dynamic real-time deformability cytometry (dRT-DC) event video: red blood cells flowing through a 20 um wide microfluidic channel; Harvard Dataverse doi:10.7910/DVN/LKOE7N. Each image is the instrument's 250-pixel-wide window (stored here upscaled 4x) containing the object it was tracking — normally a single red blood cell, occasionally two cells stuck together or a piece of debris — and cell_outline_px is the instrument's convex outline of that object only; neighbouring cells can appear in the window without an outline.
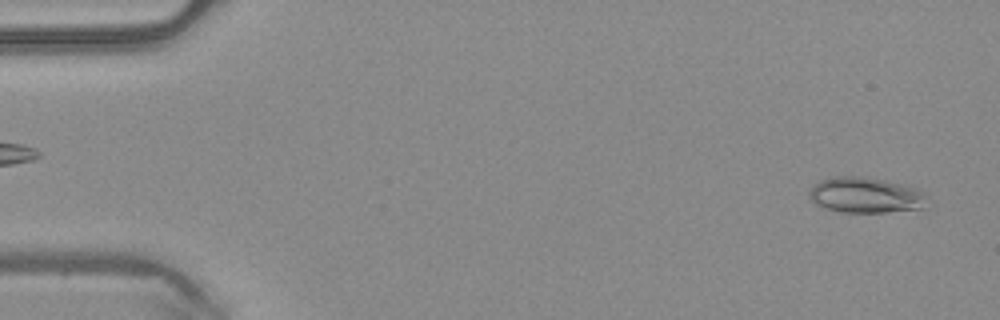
{"species": "common noctule bat (a hibernating species)", "species_latin": "Nyctalus noctula", "temperature_condition": "warm", "stored_images_in_passage": 4, "camera_frame_rate_fps": 3000, "um_per_image_px": 0.085, "animal": {"sex": "male", "body_mass_g": 20.4}, "frame": {"image": 1, "passage_image": 4, "time_ms": 1.0, "image_size_px": [1000, 320], "cell_outline_px": [[924, 208], [884, 212], [840, 212], [816, 204], [808, 196], [808, 192], [820, 180], [832, 176], [860, 176], [884, 180], [904, 184], [916, 188], [924, 192]], "centroid_in_image_um": [73.55, 16.57], "position_along_channel_um": 11.4, "area_um2": 24.28}}